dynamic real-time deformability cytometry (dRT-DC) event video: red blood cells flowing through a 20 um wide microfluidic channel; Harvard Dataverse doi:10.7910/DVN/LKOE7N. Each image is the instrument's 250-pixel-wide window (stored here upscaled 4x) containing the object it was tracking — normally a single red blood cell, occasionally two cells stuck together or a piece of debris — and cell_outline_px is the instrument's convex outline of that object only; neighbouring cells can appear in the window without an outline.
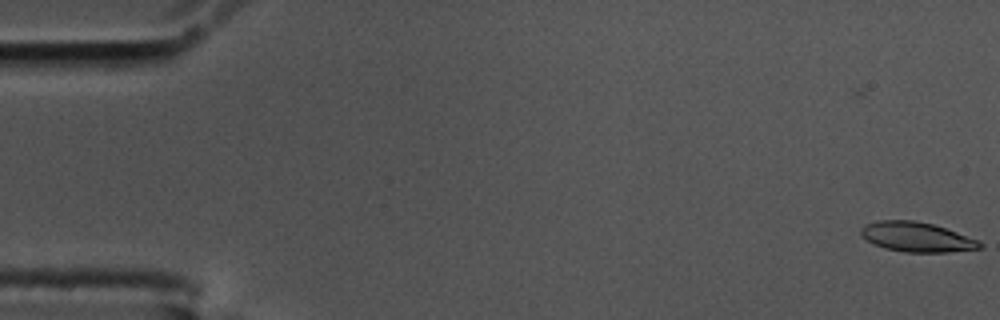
{"species": "common noctule bat (a hibernating species)", "species_latin": "Nyctalus noctula", "temperature_condition": "cold", "stored_images_in_passage": 14, "camera_frame_rate_fps": 3000, "um_per_image_px": 0.085, "animal": {"sex": "male", "body_mass_g": 17.5, "forearm_length_mm": 52.3}, "frame": {"image": 1, "passage_image": 1, "time_ms": 0.0, "image_size_px": [1000, 320], "cell_outline_px": [[984, 248], [948, 252], [904, 252], [884, 248], [868, 240], [860, 232], [860, 228], [864, 224], [880, 220], [912, 220], [932, 224], [956, 232], [976, 240], [984, 244]], "centroid_in_image_um": [77.92, 20.15], "position_along_channel_um": 7.1, "area_um2": 20.35}}